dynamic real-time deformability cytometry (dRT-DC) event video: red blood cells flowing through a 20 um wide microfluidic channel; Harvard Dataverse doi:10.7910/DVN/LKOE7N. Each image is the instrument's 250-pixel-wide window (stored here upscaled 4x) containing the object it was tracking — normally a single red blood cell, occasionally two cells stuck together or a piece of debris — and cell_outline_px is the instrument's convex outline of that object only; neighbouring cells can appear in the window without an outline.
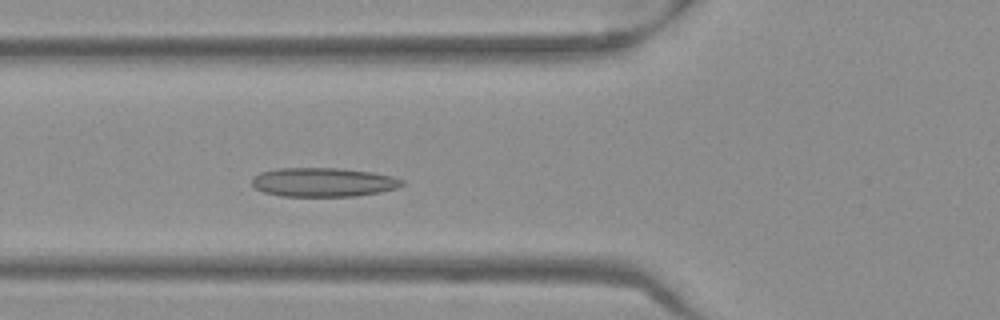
{"species": "Egyptian fruit bat (a non-hibernating species)", "species_latin": "Rousettus aegyptiacus", "temperature_condition": "warm", "stored_images_in_passage": 49, "camera_frame_rate_fps": 3000, "um_per_image_px": 0.085, "frame": {"image": 1, "passage_image": 16, "time_ms": 5.0, "image_size_px": [1000, 320], "cell_outline_px": [[404, 184], [396, 188], [380, 192], [356, 196], [280, 196], [264, 192], [256, 188], [252, 184], [252, 176], [260, 172], [276, 168], [336, 168], [372, 172], [392, 176], [404, 180]], "centroid_in_image_um": [27.46, 15.48], "position_along_channel_um": 98.3, "area_um2": 25.43}}
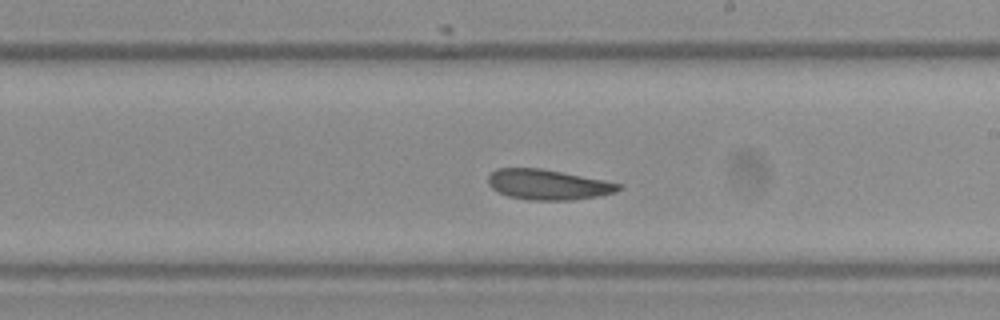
{"frame": {"image": 2, "passage_image": 27, "time_ms": 8.667, "image_size_px": [1000, 320], "cell_outline_px": [[624, 188], [616, 192], [596, 196], [572, 200], [528, 200], [508, 196], [492, 188], [488, 184], [488, 176], [496, 168], [540, 168], [604, 180], [624, 184]], "centroid_in_image_um": [46.6, 15.69], "position_along_channel_um": 242.4, "area_um2": 23.0}}
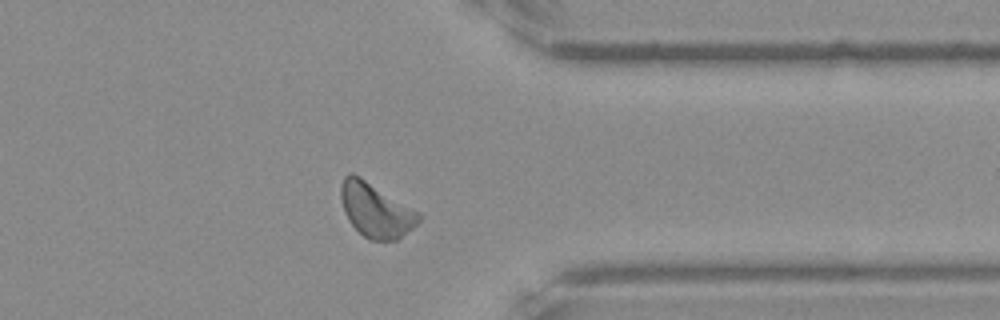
{"frame": {"image": 3, "passage_image": 38, "time_ms": 12.333, "image_size_px": [1000, 320], "cell_outline_px": [[420, 220], [412, 228], [396, 240], [368, 240], [348, 220], [344, 212], [340, 196], [340, 184], [344, 176], [348, 172], [352, 172], [360, 176], [420, 212]], "centroid_in_image_um": [31.91, 17.83], "position_along_channel_um": 379.5, "area_um2": 24.57}, "authors_computed_cell_mechanics": {"area_um2": 23.5246, "velocity_mm_per_s": 3.9194, "shape_relaxation_time_tau1_ms": 4.8618, "shape_relaxation_time_tau2_ms": null, "deformation_change_tau1": 0.0849, "deformation_change_tau2": null}}